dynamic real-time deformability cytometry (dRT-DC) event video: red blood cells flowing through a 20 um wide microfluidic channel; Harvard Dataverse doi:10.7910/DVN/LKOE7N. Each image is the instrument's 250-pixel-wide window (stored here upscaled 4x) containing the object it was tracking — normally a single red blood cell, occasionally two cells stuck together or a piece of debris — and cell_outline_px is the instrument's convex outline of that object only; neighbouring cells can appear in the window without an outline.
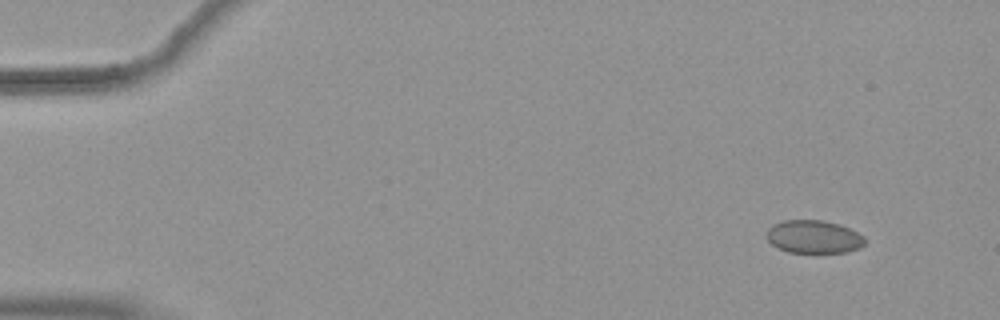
{"species": "common noctule bat (a hibernating species)", "species_latin": "Nyctalus noctula", "temperature_condition": "warm", "stored_images_in_passage": 53, "camera_frame_rate_fps": 3000, "um_per_image_px": 0.085, "animal": {"sex": "female", "body_mass_g": 19.9}, "frame": {"image": 1, "passage_image": 1, "time_ms": 0.0, "image_size_px": [1000, 320], "cell_outline_px": [[864, 244], [860, 248], [844, 252], [788, 252], [772, 244], [768, 240], [768, 228], [772, 224], [784, 220], [820, 220], [836, 224], [848, 228], [864, 236]], "centroid_in_image_um": [69.15, 20.12], "position_along_channel_um": 15.8, "area_um2": 18.55}}
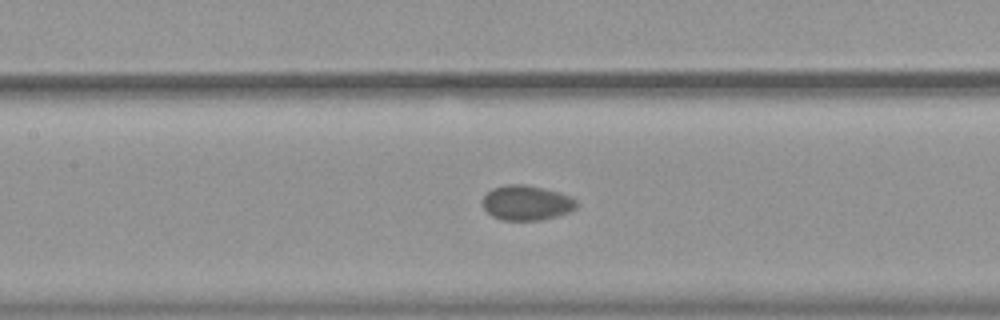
{"frame": {"image": 2, "passage_image": 23, "time_ms": 7.333, "image_size_px": [1000, 320], "cell_outline_px": [[580, 204], [576, 208], [568, 212], [556, 216], [540, 220], [500, 220], [492, 216], [484, 208], [484, 196], [492, 188], [508, 184], [524, 184], [544, 188], [560, 192], [576, 200]], "centroid_in_image_um": [44.78, 17.23], "position_along_channel_um": 162.6, "area_um2": 19.07}}
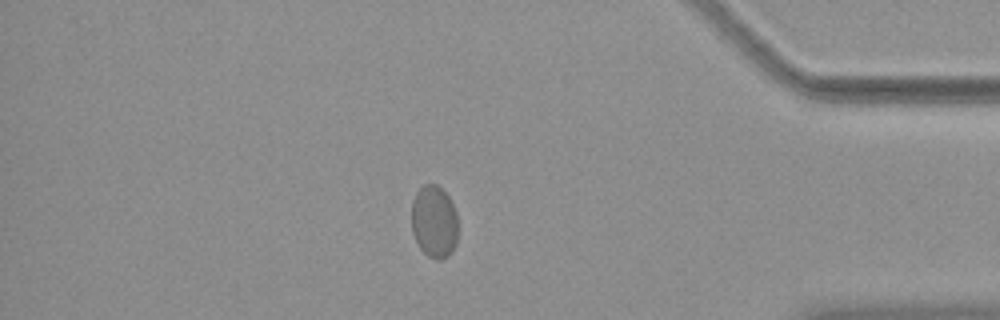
{"frame": {"image": 3, "passage_image": 45, "time_ms": 14.667, "image_size_px": [1000, 320], "cell_outline_px": [[456, 244], [452, 252], [448, 256], [440, 260], [436, 260], [428, 256], [420, 248], [412, 232], [412, 200], [416, 192], [424, 184], [436, 184], [448, 196], [456, 212]], "centroid_in_image_um": [36.89, 18.85], "position_along_channel_um": 398.3, "area_um2": 19.54}, "authors_computed_cell_mechanics": {"area_um2": 19.1896, "velocity_mm_per_s": 3.6183, "shape_relaxation_time_tau1_ms": 1.2315, "shape_relaxation_time_tau2_ms": 2.9602, "deformation_change_tau1": 0.0316, "deformation_change_tau2": 0.0374}}